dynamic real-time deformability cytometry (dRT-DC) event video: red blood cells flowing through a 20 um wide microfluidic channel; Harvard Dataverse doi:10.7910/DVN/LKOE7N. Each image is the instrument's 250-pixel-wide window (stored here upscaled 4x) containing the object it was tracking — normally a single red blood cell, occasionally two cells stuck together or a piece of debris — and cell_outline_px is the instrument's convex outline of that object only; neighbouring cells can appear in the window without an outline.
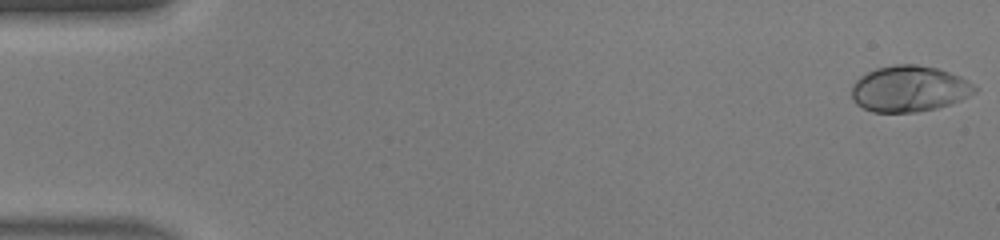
{"species": "human", "species_latin": "Homo sapiens", "temperature_condition": "warm", "stored_images_in_passage": 46, "camera_frame_rate_fps": 3000, "um_per_image_px": 0.085, "donor": {"sex": "male"}, "frame": {"image": 1, "passage_image": 1, "time_ms": 0.0, "image_size_px": [1000, 240], "cell_outline_px": [[976, 92], [952, 104], [936, 108], [916, 112], [872, 112], [856, 104], [852, 100], [852, 84], [860, 76], [876, 68], [896, 64], [916, 64], [936, 68], [960, 76], [968, 80], [976, 88]], "centroid_in_image_um": [77.27, 7.55], "position_along_channel_um": 7.7, "area_um2": 33.06}}
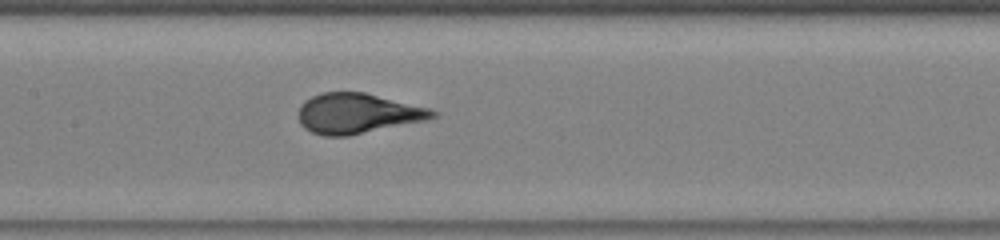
{"frame": {"image": 2, "passage_image": 23, "time_ms": 7.333, "image_size_px": [1000, 240], "cell_outline_px": [[440, 116], [424, 120], [348, 136], [324, 136], [312, 132], [304, 128], [300, 124], [296, 116], [300, 104], [304, 100], [312, 96], [324, 92], [364, 92], [428, 108], [440, 112]], "centroid_in_image_um": [30.34, 9.64], "position_along_channel_um": 177.1, "area_um2": 31.44}}
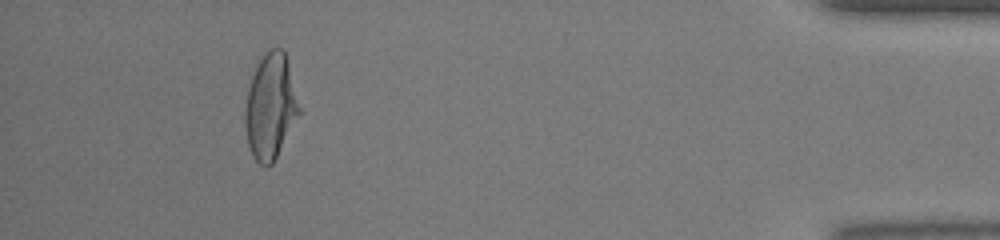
{"frame": {"image": 3, "passage_image": 43, "time_ms": 14.0, "image_size_px": [1000, 240], "cell_outline_px": [[300, 112], [272, 164], [260, 164], [252, 156], [248, 144], [244, 124], [244, 112], [248, 88], [256, 64], [260, 56], [272, 48], [284, 48], [300, 108]], "centroid_in_image_um": [22.96, 9.02], "position_along_channel_um": 412.2, "area_um2": 32.89}}